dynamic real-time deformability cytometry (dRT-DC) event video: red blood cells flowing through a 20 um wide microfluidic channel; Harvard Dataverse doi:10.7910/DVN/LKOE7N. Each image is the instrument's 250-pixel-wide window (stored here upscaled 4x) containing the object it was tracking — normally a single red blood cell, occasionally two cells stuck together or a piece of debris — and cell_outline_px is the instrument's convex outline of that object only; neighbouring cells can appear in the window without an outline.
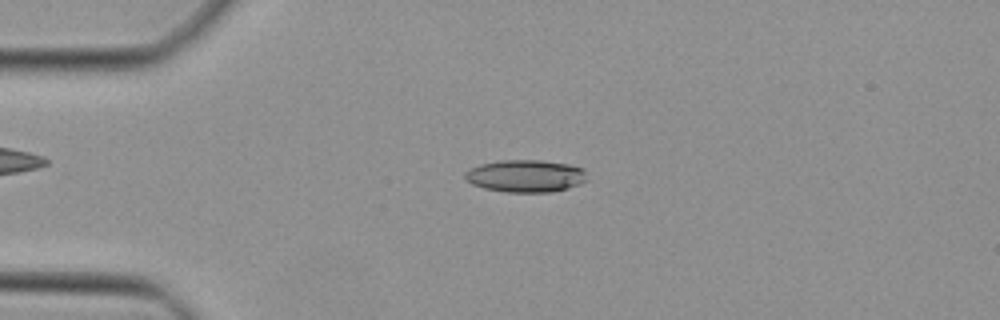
{"species": "Egyptian fruit bat (a non-hibernating species)", "species_latin": "Rousettus aegyptiacus", "temperature_condition": "cold", "stored_images_in_passage": 47, "camera_frame_rate_fps": 3000, "um_per_image_px": 0.085, "animal": {"sex": "female"}, "frame": {"image": 1, "passage_image": 11, "time_ms": 3.333, "image_size_px": [1000, 320], "cell_outline_px": [[588, 180], [580, 184], [568, 188], [552, 192], [508, 192], [484, 188], [472, 184], [464, 180], [464, 172], [480, 164], [500, 160], [540, 160], [568, 164], [584, 168]], "centroid_in_image_um": [44.68, 14.96], "position_along_channel_um": 40.3, "area_um2": 23.18}}
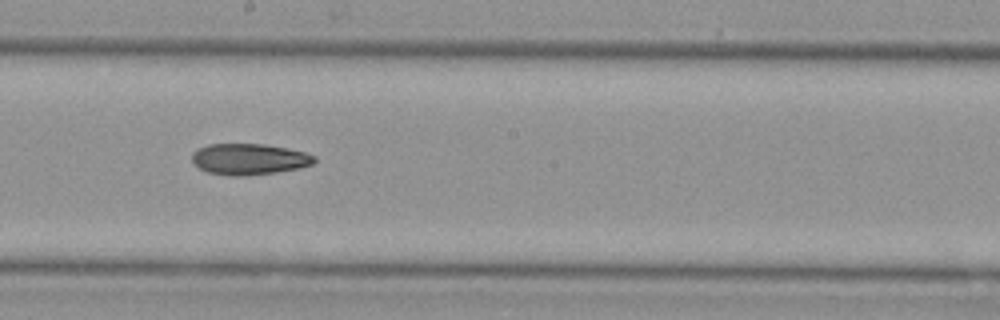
{"frame": {"image": 2, "passage_image": 26, "time_ms": 8.333, "image_size_px": [1000, 320], "cell_outline_px": [[316, 160], [312, 164], [300, 168], [276, 172], [244, 176], [232, 176], [208, 172], [192, 164], [192, 152], [196, 148], [208, 144], [264, 144], [288, 148], [304, 152], [316, 156]], "centroid_in_image_um": [21.15, 13.52], "position_along_channel_um": 227.0, "area_um2": 22.37}}
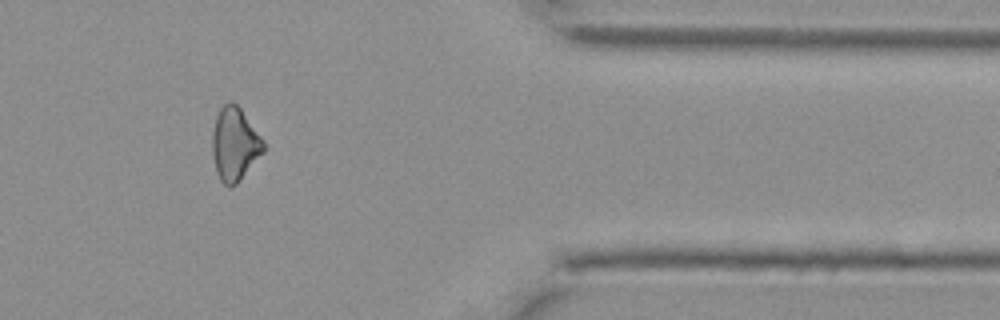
{"frame": {"image": 3, "passage_image": 39, "time_ms": 12.667, "image_size_px": [1000, 320], "cell_outline_px": [[264, 152], [240, 180], [232, 188], [224, 184], [220, 180], [216, 168], [212, 152], [212, 132], [216, 116], [220, 108], [228, 100], [232, 100], [240, 108], [264, 140]], "centroid_in_image_um": [19.95, 12.24], "position_along_channel_um": 391.5, "area_um2": 21.85}}